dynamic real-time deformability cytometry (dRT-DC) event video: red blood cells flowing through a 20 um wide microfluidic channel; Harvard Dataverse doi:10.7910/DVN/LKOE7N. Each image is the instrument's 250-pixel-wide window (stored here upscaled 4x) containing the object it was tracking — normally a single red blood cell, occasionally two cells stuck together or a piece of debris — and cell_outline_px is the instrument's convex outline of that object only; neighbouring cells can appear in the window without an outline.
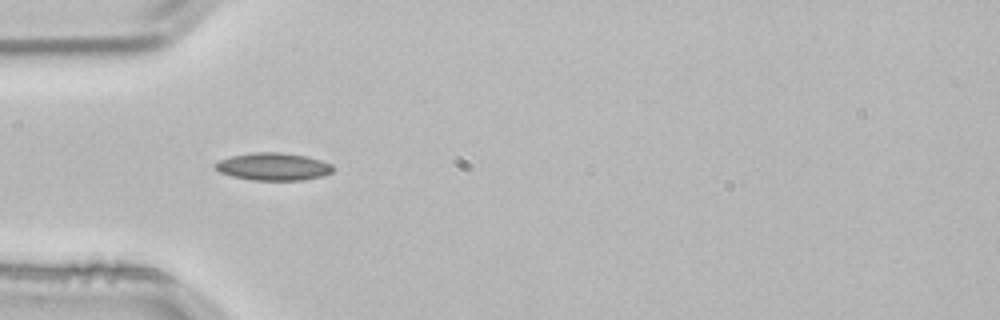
{"species": "common noctule bat (a hibernating species)", "species_latin": "Nyctalus noctula", "temperature_condition": "room temperature", "stored_images_in_passage": 2, "camera_frame_rate_fps": 3000, "um_per_image_px": 0.085, "animal": {"sex": "male", "body_mass_g": 21.5, "forearm_length_mm": 52.0}, "frame": {"image": 1, "passage_image": 2, "time_ms": 0.333, "image_size_px": [1000, 320], "cell_outline_px": [[332, 172], [324, 176], [304, 180], [252, 180], [232, 176], [220, 172], [212, 164], [216, 160], [232, 156], [252, 152], [280, 152], [308, 156], [332, 164]], "centroid_in_image_um": [23.21, 14.16], "position_along_channel_um": 61.8, "area_um2": 19.07}}